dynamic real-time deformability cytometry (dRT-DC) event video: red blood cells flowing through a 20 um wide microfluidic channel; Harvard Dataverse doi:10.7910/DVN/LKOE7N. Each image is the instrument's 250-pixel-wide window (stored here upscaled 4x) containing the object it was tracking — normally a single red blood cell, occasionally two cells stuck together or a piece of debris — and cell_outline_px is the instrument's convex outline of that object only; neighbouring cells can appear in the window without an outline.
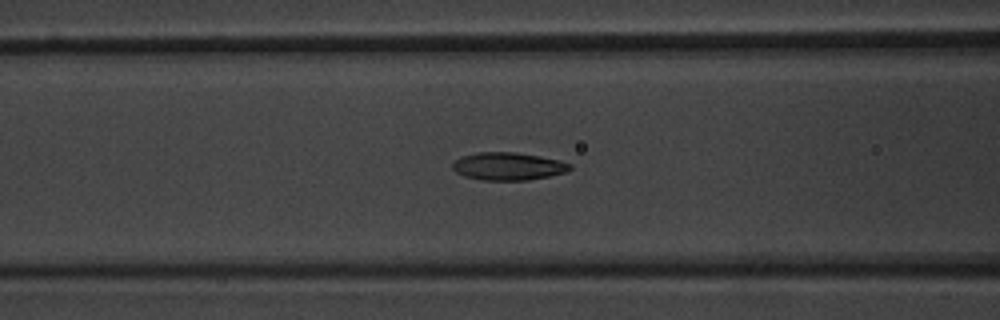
{"species": "common noctule bat (a hibernating species)", "species_latin": "Nyctalus noctula", "temperature_condition": "warm", "stored_images_in_passage": 52, "camera_frame_rate_fps": 3000, "um_per_image_px": 0.085, "animal": {"sex": "male", "body_mass_g": 20.1, "forearm_length_mm": 53.5}, "frame": {"image": 1, "passage_image": 21, "time_ms": 6.667, "image_size_px": [1000, 320], "cell_outline_px": [[572, 168], [568, 172], [528, 180], [480, 180], [464, 176], [456, 172], [452, 168], [452, 164], [460, 156], [476, 152], [516, 152], [540, 156], [560, 160], [572, 164]], "centroid_in_image_um": [43.2, 14.13], "position_along_channel_um": 123.4, "area_um2": 19.19}}
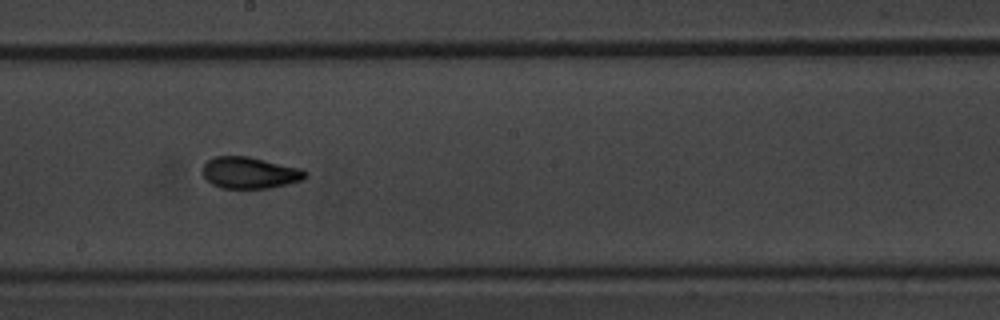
{"frame": {"image": 2, "passage_image": 29, "time_ms": 9.333, "image_size_px": [1000, 320], "cell_outline_px": [[308, 176], [304, 180], [288, 184], [268, 188], [220, 188], [212, 184], [204, 176], [204, 164], [208, 160], [216, 156], [248, 156], [304, 168], [308, 172]], "centroid_in_image_um": [21.31, 14.68], "position_along_channel_um": 226.9, "area_um2": 19.07}}
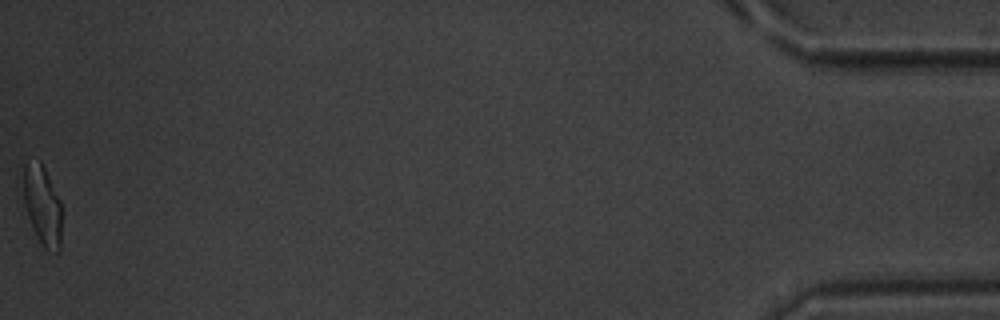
{"frame": {"image": 3, "passage_image": 52, "time_ms": 17.0, "image_size_px": [1000, 320], "cell_outline_px": [[60, 252], [48, 252], [40, 244], [32, 228], [24, 204], [24, 164], [40, 160], [60, 200]], "centroid_in_image_um": [3.6, 17.53], "position_along_channel_um": 431.6, "area_um2": 17.57}, "authors_computed_cell_mechanics": {"area_um2": 18.6405, "velocity_mm_per_s": 3.8858, "shape_relaxation_time_tau1_ms": 2.8393, "shape_relaxation_time_tau2_ms": 1.4766, "deformation_change_tau1": 0.1519, "deformation_change_tau2": 0.0794}}